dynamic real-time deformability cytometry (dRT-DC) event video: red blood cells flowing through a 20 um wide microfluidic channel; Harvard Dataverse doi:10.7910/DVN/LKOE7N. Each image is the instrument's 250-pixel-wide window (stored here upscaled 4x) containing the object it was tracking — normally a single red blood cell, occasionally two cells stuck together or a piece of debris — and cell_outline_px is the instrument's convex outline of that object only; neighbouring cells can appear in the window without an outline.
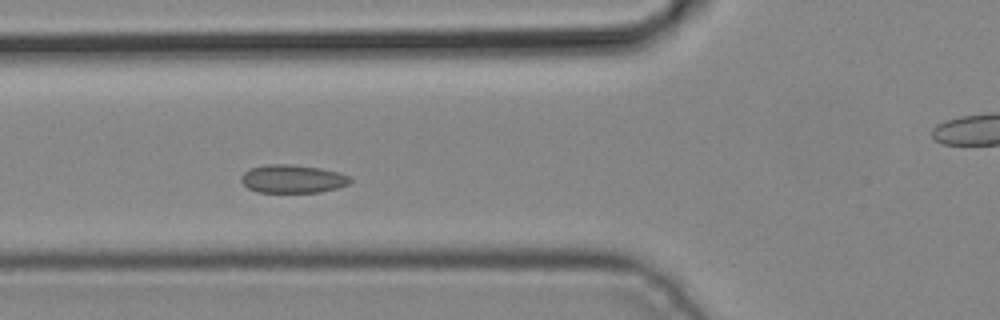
{"species": "common noctule bat (a hibernating species)", "species_latin": "Nyctalus noctula", "temperature_condition": "cold", "stored_images_in_passage": 6, "segment_of_instrument_passage": [1, 2], "camera_frame_rate_fps": 3000, "um_per_image_px": 0.085, "animal": {"sex": "male", "body_mass_g": 19.2, "forearm_length_mm": 51.8}, "frame": {"image": 1, "passage_image": 4, "time_ms": 1.0, "image_size_px": [1000, 320], "cell_outline_px": [[352, 180], [348, 184], [336, 188], [320, 192], [256, 192], [248, 188], [240, 180], [240, 176], [244, 172], [252, 168], [268, 164], [288, 164], [320, 168], [340, 172], [348, 176]], "centroid_in_image_um": [24.86, 15.2], "position_along_channel_um": 100.9, "area_um2": 17.86}}
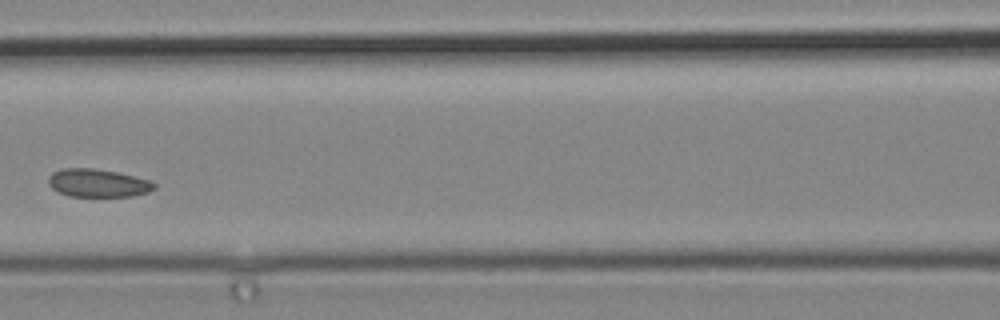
{"frame": {"image": 2, "passage_image": 5, "time_ms": 1.333, "image_size_px": [1000, 320], "cell_outline_px": [[156, 188], [148, 192], [132, 196], [68, 196], [52, 188], [48, 184], [48, 176], [52, 172], [64, 168], [92, 168], [116, 172], [148, 180], [156, 184]], "centroid_in_image_um": [8.29, 15.56], "position_along_channel_um": 158.3, "area_um2": 17.17}}